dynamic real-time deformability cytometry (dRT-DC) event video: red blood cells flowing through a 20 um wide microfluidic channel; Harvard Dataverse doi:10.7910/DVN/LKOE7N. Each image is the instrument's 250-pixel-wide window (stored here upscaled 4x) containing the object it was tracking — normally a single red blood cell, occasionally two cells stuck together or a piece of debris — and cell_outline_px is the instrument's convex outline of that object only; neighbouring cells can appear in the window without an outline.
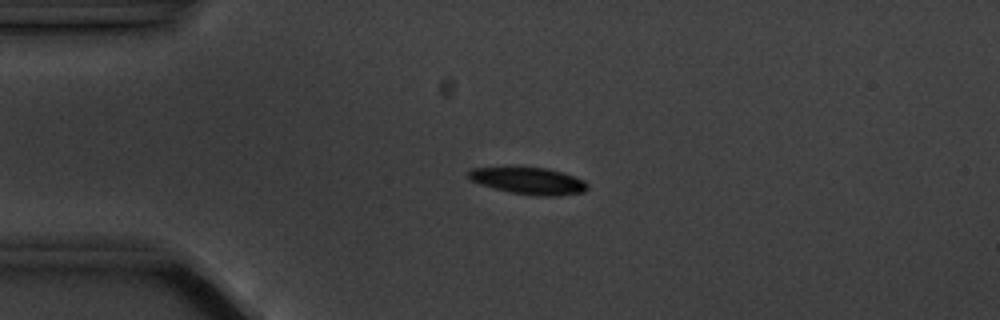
{"species": "common noctule bat (a hibernating species)", "species_latin": "Nyctalus noctula", "temperature_condition": "cold", "stored_images_in_passage": 5, "camera_frame_rate_fps": 3000, "um_per_image_px": 0.085, "animal": {"sex": "male", "body_mass_g": 20.1, "forearm_length_mm": 53.5}, "frame": {"image": 1, "passage_image": 4, "time_ms": 3.333, "image_size_px": [1000, 320], "cell_outline_px": [[588, 188], [584, 192], [556, 196], [536, 196], [512, 192], [480, 184], [472, 180], [468, 176], [468, 172], [472, 168], [548, 168], [584, 180], [588, 184]], "centroid_in_image_um": [44.98, 15.38], "position_along_channel_um": 40.0, "area_um2": 18.15}}